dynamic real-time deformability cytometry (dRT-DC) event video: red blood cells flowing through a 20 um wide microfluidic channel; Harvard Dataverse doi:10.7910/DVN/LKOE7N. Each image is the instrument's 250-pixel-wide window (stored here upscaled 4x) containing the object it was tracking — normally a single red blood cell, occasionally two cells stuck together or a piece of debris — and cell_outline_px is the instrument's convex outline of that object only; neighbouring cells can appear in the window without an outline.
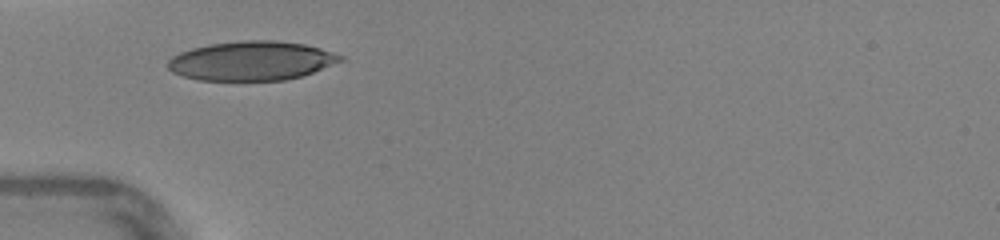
{"species": "human", "species_latin": "Homo sapiens", "temperature_condition": "warm", "stored_images_in_passage": 24, "camera_frame_rate_fps": 3000, "um_per_image_px": 0.085, "donor": {"sex": "female"}, "frame": {"image": 1, "passage_image": 1, "time_ms": 0.0, "image_size_px": [1000, 240], "cell_outline_px": [[344, 60], [312, 72], [300, 76], [284, 80], [196, 80], [172, 72], [168, 68], [168, 60], [172, 56], [180, 52], [192, 48], [208, 44], [240, 40], [276, 40], [304, 44], [320, 48], [344, 56]], "centroid_in_image_um": [21.36, 5.16], "position_along_channel_um": 63.6, "area_um2": 39.36}}
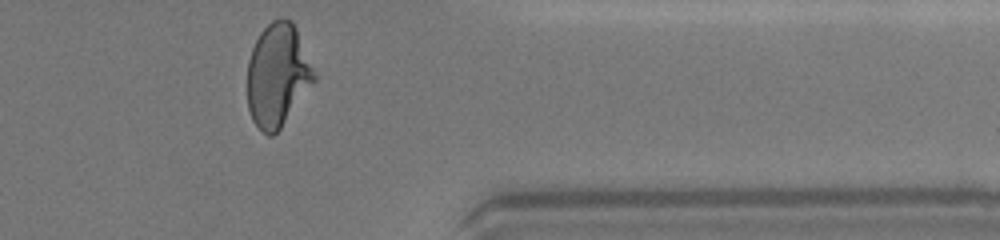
{"frame": {"image": 2, "passage_image": 24, "time_ms": 7.667, "image_size_px": [1000, 240], "cell_outline_px": [[316, 80], [280, 128], [272, 136], [268, 136], [252, 120], [248, 108], [248, 60], [252, 48], [260, 32], [272, 20], [280, 16], [284, 16], [292, 20], [296, 28], [316, 72]], "centroid_in_image_um": [23.61, 6.35], "position_along_channel_um": 387.8, "area_um2": 40.11}, "authors_computed_cell_mechanics": {"area_um2": 39.3907, "velocity_mm_per_s": 4.3882, "shape_relaxation_time_tau1_ms": 4.1201, "shape_relaxation_time_tau2_ms": null, "deformation_change_tau1": 0.1889, "deformation_change_tau2": null}}